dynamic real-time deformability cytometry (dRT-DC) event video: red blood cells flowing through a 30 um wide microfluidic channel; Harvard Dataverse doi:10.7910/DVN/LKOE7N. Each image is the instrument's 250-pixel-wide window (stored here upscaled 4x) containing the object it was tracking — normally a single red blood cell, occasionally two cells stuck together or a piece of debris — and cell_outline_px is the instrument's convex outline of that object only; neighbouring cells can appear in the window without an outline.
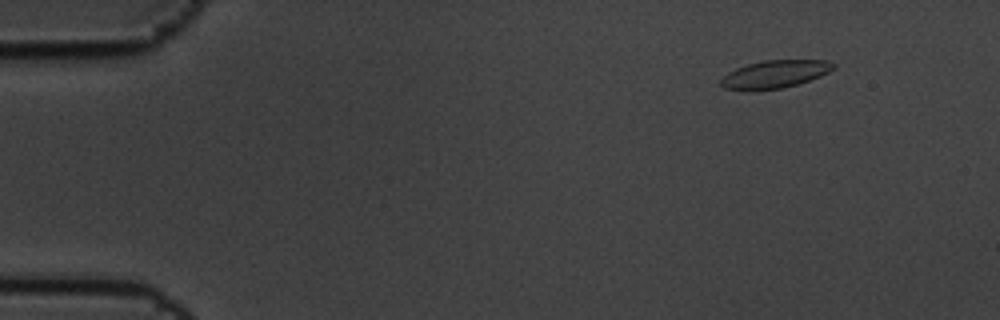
{"species": "common noctule bat (a hibernating species)", "species_latin": "Nyctalus noctula", "temperature_condition": "cold", "stored_images_in_passage": 8, "camera_frame_rate_fps": 3000, "um_per_image_px": 0.085, "animal": {"sex": "male", "body_mass_g": 19.5, "forearm_length_mm": 54.6}, "frame": {"image": 1, "passage_image": 2, "time_ms": 0.333, "image_size_px": [1000, 320], "cell_outline_px": [[836, 64], [828, 72], [820, 76], [796, 84], [780, 88], [752, 92], [748, 92], [724, 88], [720, 84], [720, 80], [728, 72], [736, 68], [748, 64], [764, 60], [824, 60]], "centroid_in_image_um": [65.78, 6.33], "position_along_channel_um": 19.2, "area_um2": 18.26}}
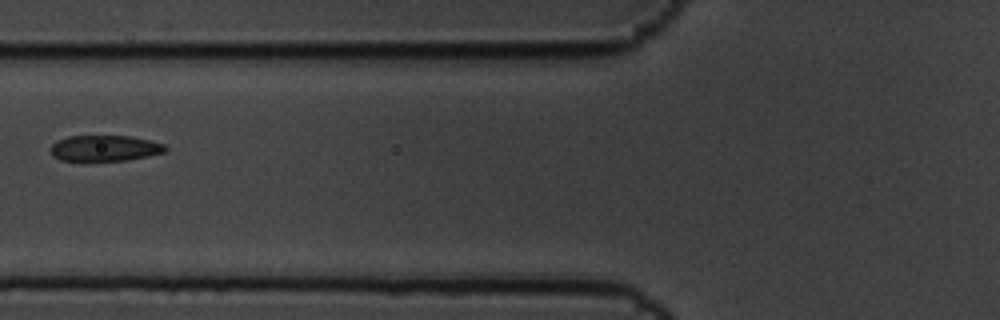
{"frame": {"image": 2, "passage_image": 7, "time_ms": 2.0, "image_size_px": [1000, 320], "cell_outline_px": [[168, 148], [164, 152], [148, 156], [128, 160], [84, 164], [60, 160], [52, 156], [48, 148], [56, 140], [68, 136], [128, 136], [148, 140], [164, 144]], "centroid_in_image_um": [8.79, 12.65], "position_along_channel_um": 117.0, "area_um2": 18.26}}
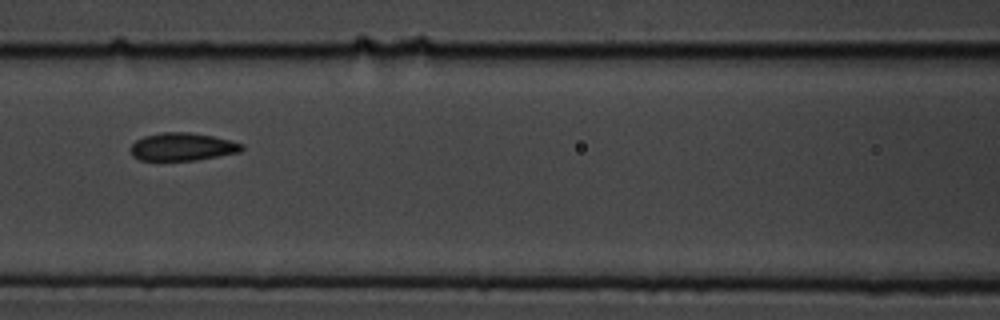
{"frame": {"image": 3, "passage_image": 8, "time_ms": 2.333, "image_size_px": [1000, 320], "cell_outline_px": [[244, 148], [240, 152], [196, 160], [140, 160], [132, 156], [132, 144], [136, 140], [144, 136], [160, 132], [188, 132], [212, 136], [244, 144]], "centroid_in_image_um": [15.51, 12.47], "position_along_channel_um": 151.1, "area_um2": 17.92}}